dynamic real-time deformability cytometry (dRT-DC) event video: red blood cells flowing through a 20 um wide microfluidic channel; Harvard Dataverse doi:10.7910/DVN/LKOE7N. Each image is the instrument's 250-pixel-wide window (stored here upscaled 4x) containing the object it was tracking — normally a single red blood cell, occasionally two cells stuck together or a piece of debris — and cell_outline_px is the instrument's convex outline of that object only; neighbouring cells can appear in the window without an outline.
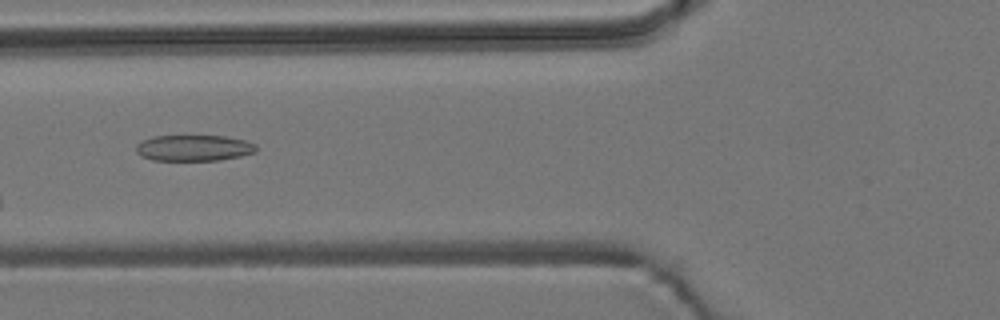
{"species": "common noctule bat (a hibernating species)", "species_latin": "Nyctalus noctula", "temperature_condition": "room temperature", "stored_images_in_passage": 6, "camera_frame_rate_fps": 3000, "um_per_image_px": 0.085, "animal": {"sex": "male", "body_mass_g": 19.2, "forearm_length_mm": 51.8}, "frame": {"image": 1, "passage_image": 6, "time_ms": 1.667, "image_size_px": [1000, 320], "cell_outline_px": [[256, 152], [240, 156], [220, 160], [152, 160], [140, 156], [136, 152], [136, 144], [140, 140], [152, 136], [224, 136], [244, 140], [256, 144]], "centroid_in_image_um": [16.43, 12.57], "position_along_channel_um": 109.4, "area_um2": 18.32}}